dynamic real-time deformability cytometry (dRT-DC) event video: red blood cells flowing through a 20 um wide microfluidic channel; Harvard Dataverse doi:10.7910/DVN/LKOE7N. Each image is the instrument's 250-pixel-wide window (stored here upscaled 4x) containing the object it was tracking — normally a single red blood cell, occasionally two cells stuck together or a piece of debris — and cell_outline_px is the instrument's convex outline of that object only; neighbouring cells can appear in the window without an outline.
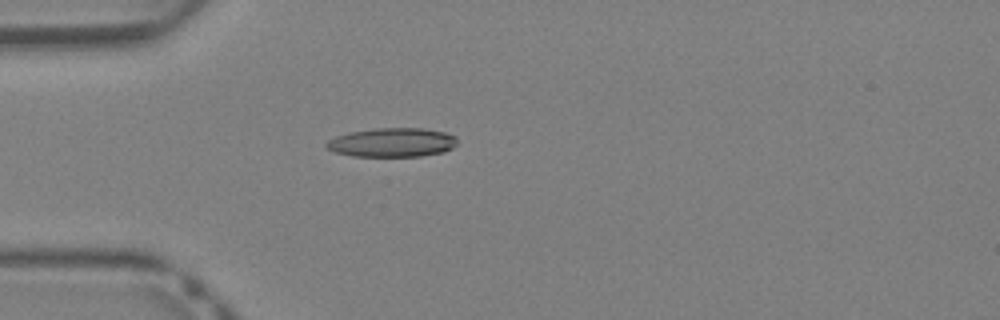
{"species": "Egyptian fruit bat (a non-hibernating species)", "species_latin": "Rousettus aegyptiacus", "temperature_condition": "warm", "stored_images_in_passage": 30, "camera_frame_rate_fps": 3000, "um_per_image_px": 0.085, "animal": {"sex": "female"}, "frame": {"image": 1, "passage_image": 1, "time_ms": 0.0, "image_size_px": [1000, 320], "cell_outline_px": [[456, 144], [452, 148], [444, 152], [420, 156], [352, 156], [336, 152], [328, 148], [324, 144], [328, 140], [336, 136], [352, 132], [376, 128], [424, 128], [444, 132], [456, 136]], "centroid_in_image_um": [33.35, 12.11], "position_along_channel_um": 51.6, "area_um2": 22.02}}
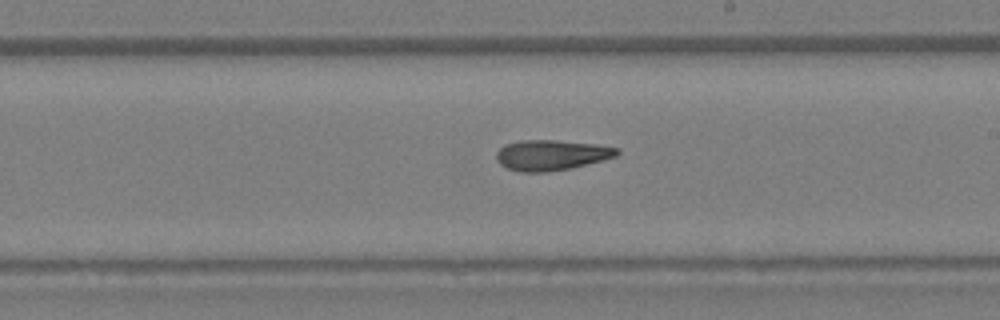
{"frame": {"image": 2, "passage_image": 13, "time_ms": 4.0, "image_size_px": [1000, 320], "cell_outline_px": [[620, 152], [616, 156], [572, 168], [548, 172], [520, 172], [508, 168], [500, 164], [496, 160], [496, 152], [504, 144], [520, 140], [556, 140], [596, 144], [620, 148]], "centroid_in_image_um": [46.85, 13.18], "position_along_channel_um": 242.2, "area_um2": 21.5}}
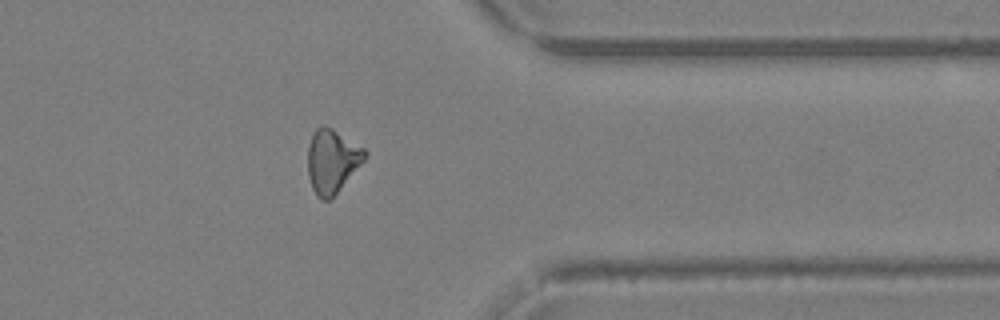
{"frame": {"image": 3, "passage_image": 22, "time_ms": 7.0, "image_size_px": [1000, 320], "cell_outline_px": [[368, 152], [364, 160], [336, 192], [328, 200], [324, 200], [316, 196], [312, 188], [308, 176], [308, 148], [312, 136], [316, 128], [320, 124], [324, 124], [332, 128], [364, 148]], "centroid_in_image_um": [28.2, 13.65], "position_along_channel_um": 383.2, "area_um2": 20.81}}